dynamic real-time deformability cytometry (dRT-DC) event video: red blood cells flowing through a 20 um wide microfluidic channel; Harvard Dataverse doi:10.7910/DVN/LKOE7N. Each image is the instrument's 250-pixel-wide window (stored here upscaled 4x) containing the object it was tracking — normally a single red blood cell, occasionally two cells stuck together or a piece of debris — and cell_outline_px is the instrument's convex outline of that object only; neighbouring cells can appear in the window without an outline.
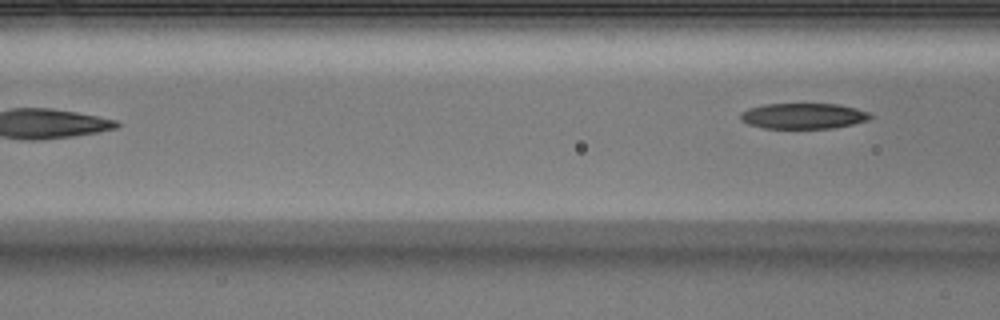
{"species": "Egyptian fruit bat (a non-hibernating species)", "species_latin": "Rousettus aegyptiacus", "temperature_condition": "warm", "stored_images_in_passage": 5, "camera_frame_rate_fps": 3000, "um_per_image_px": 0.085, "animal": {"sex": "male"}, "frame": {"image": 1, "passage_image": 5, "time_ms": 1.333, "image_size_px": [1000, 320], "cell_outline_px": [[872, 116], [868, 120], [852, 124], [832, 128], [764, 128], [748, 124], [740, 120], [740, 112], [748, 108], [764, 104], [836, 104], [856, 108], [868, 112]], "centroid_in_image_um": [68.24, 9.85], "position_along_channel_um": 98.4, "area_um2": 19.36}}